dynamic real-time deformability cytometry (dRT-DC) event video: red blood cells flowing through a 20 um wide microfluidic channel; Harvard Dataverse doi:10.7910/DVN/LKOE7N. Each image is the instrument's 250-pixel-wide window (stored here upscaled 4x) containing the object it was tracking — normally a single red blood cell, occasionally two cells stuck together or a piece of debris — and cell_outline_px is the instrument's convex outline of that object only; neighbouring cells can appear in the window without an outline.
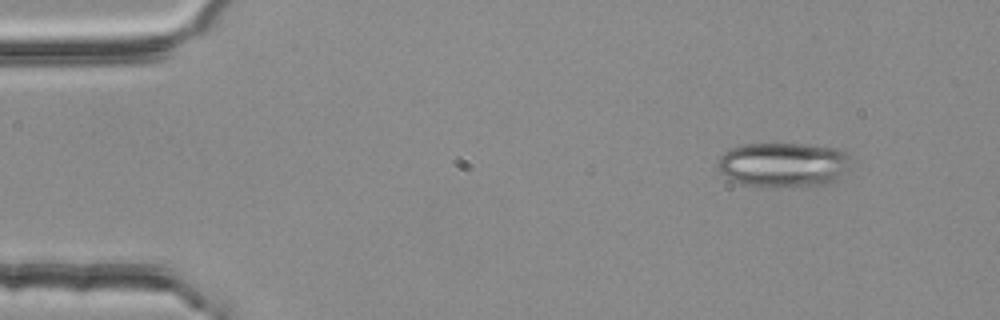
{"species": "common noctule bat (a hibernating species)", "species_latin": "Nyctalus noctula", "temperature_condition": "room temperature", "stored_images_in_passage": 4, "camera_frame_rate_fps": 3000, "um_per_image_px": 0.085, "animal": {"sex": "female", "body_mass_g": 25.1}, "frame": {"image": 1, "passage_image": 1, "time_ms": 0.0, "image_size_px": [1000, 320], "cell_outline_px": [[848, 168], [836, 180], [828, 184], [804, 188], [760, 188], [740, 184], [728, 180], [716, 164], [720, 156], [728, 148], [744, 144], [808, 144], [844, 148], [848, 152]], "centroid_in_image_um": [66.58, 14.03], "position_along_channel_um": 18.4, "area_um2": 36.01}}